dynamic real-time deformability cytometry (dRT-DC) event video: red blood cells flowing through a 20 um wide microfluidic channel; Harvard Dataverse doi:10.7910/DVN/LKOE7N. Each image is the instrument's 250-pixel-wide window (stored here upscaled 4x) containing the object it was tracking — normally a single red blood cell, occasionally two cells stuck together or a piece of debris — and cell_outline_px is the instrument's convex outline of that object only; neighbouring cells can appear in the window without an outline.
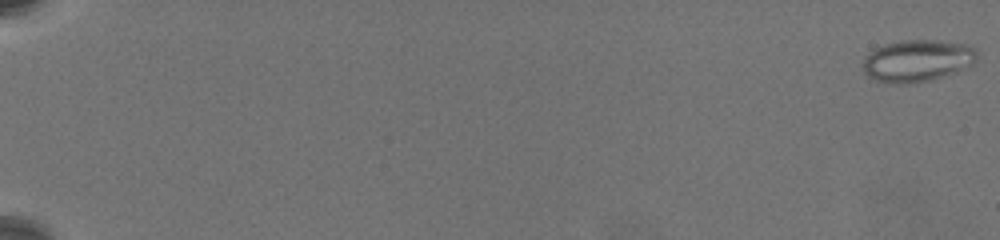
{"species": "common noctule bat (a hibernating species)", "species_latin": "Nyctalus noctula", "temperature_condition": "warm", "stored_images_in_passage": 25, "camera_frame_rate_fps": 3000, "um_per_image_px": 0.085, "animal": {"sex": "female", "body_mass_g": 19.5, "forearm_length_mm": 54.1}, "frame": {"image": 1, "passage_image": 1, "time_ms": 0.0, "image_size_px": [1000, 240], "cell_outline_px": [[976, 60], [968, 68], [932, 80], [908, 84], [892, 84], [872, 80], [864, 72], [864, 56], [868, 52], [884, 44], [900, 40], [940, 40], [968, 44], [976, 48]], "centroid_in_image_um": [77.97, 5.16], "position_along_channel_um": 7.0, "area_um2": 28.44}}
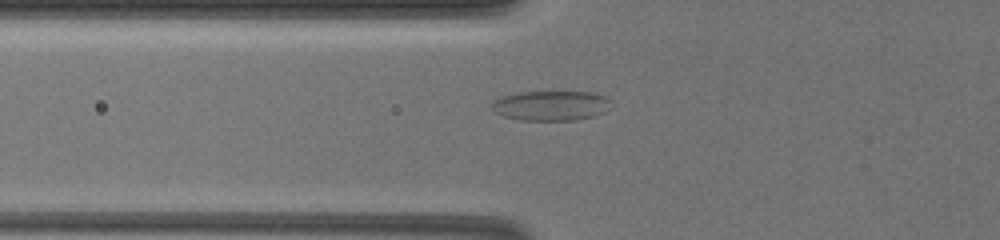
{"frame": {"image": 2, "passage_image": 18, "time_ms": 8.667, "image_size_px": [1000, 240], "cell_outline_px": [[612, 100], [604, 112], [592, 116], [572, 120], [520, 120], [504, 116], [492, 112], [492, 100], [500, 96], [520, 92], [592, 92], [604, 96]], "centroid_in_image_um": [46.77, 8.97], "position_along_channel_um": 79.0, "area_um2": 20.75}}
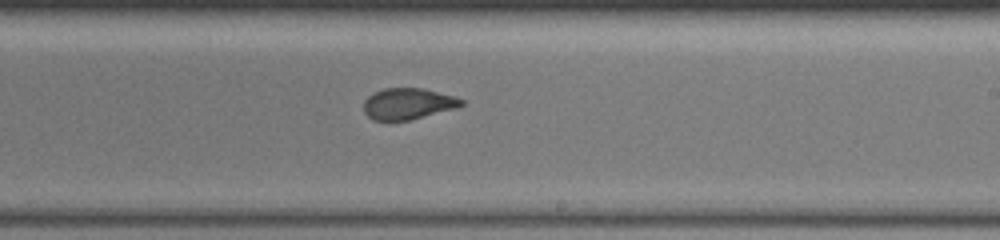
{"frame": {"image": 3, "passage_image": 25, "time_ms": 13.667, "image_size_px": [1000, 240], "cell_outline_px": [[464, 104], [456, 108], [408, 120], [372, 120], [364, 112], [364, 100], [368, 96], [384, 88], [424, 88], [456, 96], [464, 100]], "centroid_in_image_um": [34.69, 8.8], "position_along_channel_um": 254.3, "area_um2": 17.74}}